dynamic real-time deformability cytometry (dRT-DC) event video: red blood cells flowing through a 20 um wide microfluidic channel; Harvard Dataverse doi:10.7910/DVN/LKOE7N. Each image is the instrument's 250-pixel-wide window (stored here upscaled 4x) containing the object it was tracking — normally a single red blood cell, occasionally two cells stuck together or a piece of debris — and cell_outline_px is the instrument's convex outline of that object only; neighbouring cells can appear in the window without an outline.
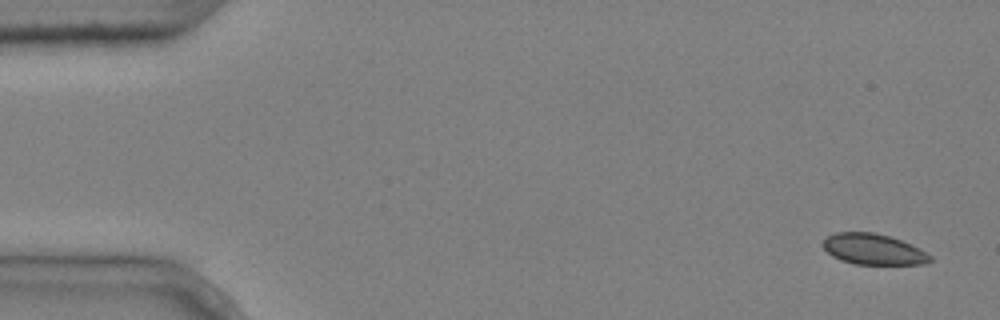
{"species": "common noctule bat (a hibernating species)", "species_latin": "Nyctalus noctula", "temperature_condition": "cold", "stored_images_in_passage": 4, "camera_frame_rate_fps": 3000, "um_per_image_px": 0.085, "animal": {"sex": "male", "body_mass_g": 20.4}, "frame": {"image": 1, "passage_image": 1, "time_ms": 0.0, "image_size_px": [1000, 320], "cell_outline_px": [[932, 260], [924, 264], [856, 264], [840, 260], [832, 256], [820, 244], [828, 236], [836, 232], [876, 232], [900, 240], [920, 248], [932, 256]], "centroid_in_image_um": [74.23, 21.18], "position_along_channel_um": 10.8, "area_um2": 19.25}}